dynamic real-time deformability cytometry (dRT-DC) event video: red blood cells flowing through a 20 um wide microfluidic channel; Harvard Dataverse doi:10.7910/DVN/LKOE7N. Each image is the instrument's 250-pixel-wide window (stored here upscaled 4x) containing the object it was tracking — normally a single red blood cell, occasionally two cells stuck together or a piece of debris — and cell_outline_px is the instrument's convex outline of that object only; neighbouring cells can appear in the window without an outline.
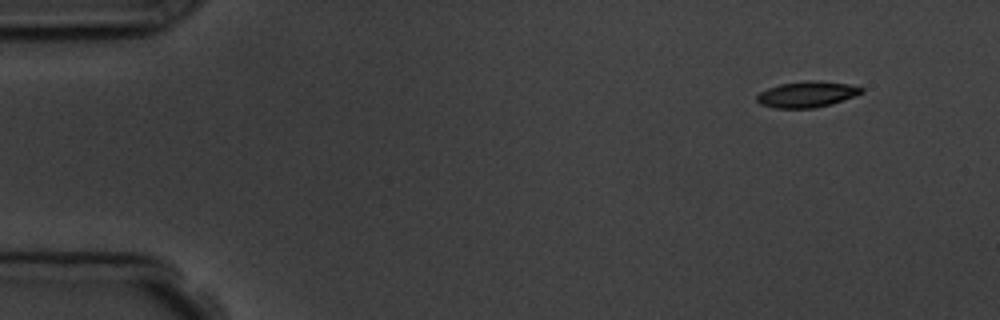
{"species": "common noctule bat (a hibernating species)", "species_latin": "Nyctalus noctula", "temperature_condition": "room temperature", "stored_images_in_passage": 5, "camera_frame_rate_fps": 3000, "um_per_image_px": 0.085, "animal": {"sex": "male", "body_mass_g": 19.5, "forearm_length_mm": 54.6}, "frame": {"image": 1, "passage_image": 1, "time_ms": 0.0, "image_size_px": [1000, 320], "cell_outline_px": [[864, 92], [856, 96], [832, 104], [816, 108], [776, 108], [760, 104], [756, 100], [756, 96], [760, 92], [768, 88], [780, 84], [808, 80], [820, 80], [848, 84], [864, 88]], "centroid_in_image_um": [68.62, 8.01], "position_along_channel_um": 16.4, "area_um2": 16.01}}
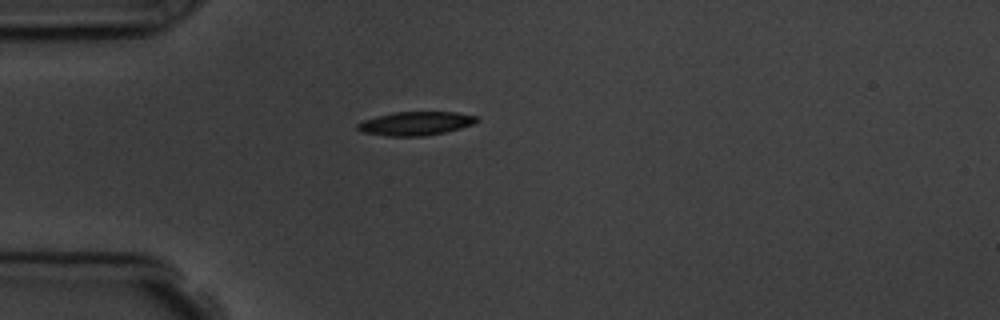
{"frame": {"image": 2, "passage_image": 4, "time_ms": 3.333, "image_size_px": [1000, 320], "cell_outline_px": [[480, 120], [472, 124], [460, 128], [444, 132], [424, 136], [388, 136], [360, 132], [356, 128], [356, 124], [364, 120], [376, 116], [392, 112], [456, 112], [476, 116]], "centroid_in_image_um": [35.29, 10.49], "position_along_channel_um": 49.7, "area_um2": 16.47}}